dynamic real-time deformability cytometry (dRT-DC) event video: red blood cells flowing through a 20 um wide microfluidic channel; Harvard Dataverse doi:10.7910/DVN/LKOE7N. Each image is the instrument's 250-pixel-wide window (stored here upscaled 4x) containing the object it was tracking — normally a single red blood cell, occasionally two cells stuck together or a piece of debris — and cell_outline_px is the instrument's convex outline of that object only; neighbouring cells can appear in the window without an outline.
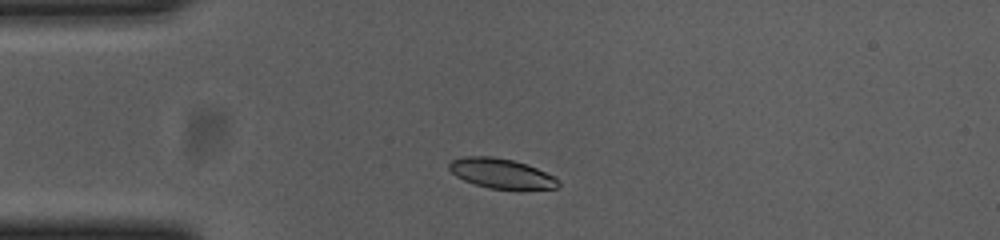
{"species": "common noctule bat (a hibernating species)", "species_latin": "Nyctalus noctula", "temperature_condition": "cold", "stored_images_in_passage": 45, "camera_frame_rate_fps": 3000, "um_per_image_px": 0.085, "animal": {"sex": "female", "body_mass_g": 23.0, "forearm_length_mm": 53.4}, "frame": {"image": 1, "passage_image": 3, "time_ms": 0.667, "image_size_px": [1000, 240], "cell_outline_px": [[560, 184], [556, 188], [488, 188], [464, 180], [456, 176], [448, 168], [448, 164], [452, 160], [460, 156], [492, 156], [512, 160], [528, 164], [556, 176], [560, 180]], "centroid_in_image_um": [42.61, 14.71], "position_along_channel_um": 42.4, "area_um2": 18.9}}
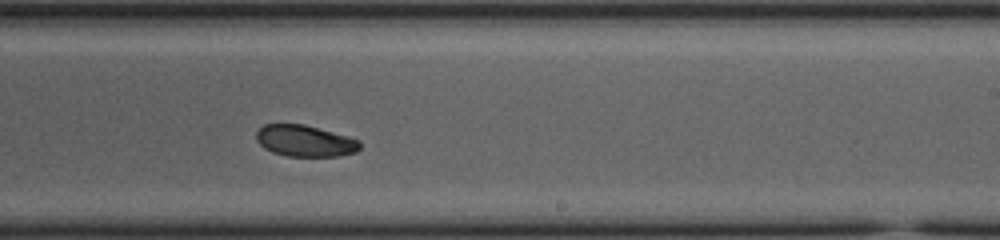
{"frame": {"image": 2, "passage_image": 23, "time_ms": 7.333, "image_size_px": [1000, 240], "cell_outline_px": [[360, 148], [356, 152], [340, 156], [288, 156], [272, 152], [264, 148], [256, 140], [256, 132], [264, 124], [304, 124], [348, 136], [360, 140]], "centroid_in_image_um": [25.93, 11.97], "position_along_channel_um": 263.1, "area_um2": 19.02}}
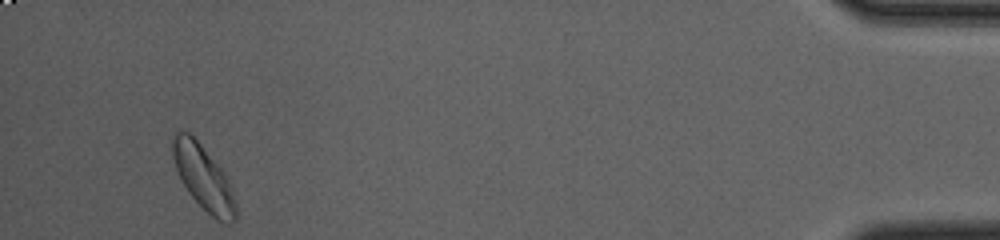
{"frame": {"image": 3, "passage_image": 42, "time_ms": 13.667, "image_size_px": [1000, 240], "cell_outline_px": [[236, 220], [232, 224], [224, 224], [216, 220], [188, 192], [180, 180], [172, 156], [172, 140], [176, 132], [188, 132], [200, 144], [220, 168], [228, 180], [236, 204]], "centroid_in_image_um": [17.29, 15.14], "position_along_channel_um": 417.9, "area_um2": 23.29}, "authors_computed_cell_mechanics": {"area_um2": 20.3456, "velocity_mm_per_s": 3.6513, "shape_relaxation_time_tau1_ms": 2.4798, "shape_relaxation_time_tau2_ms": null, "deformation_change_tau1": 0.0664, "deformation_change_tau2": null}}